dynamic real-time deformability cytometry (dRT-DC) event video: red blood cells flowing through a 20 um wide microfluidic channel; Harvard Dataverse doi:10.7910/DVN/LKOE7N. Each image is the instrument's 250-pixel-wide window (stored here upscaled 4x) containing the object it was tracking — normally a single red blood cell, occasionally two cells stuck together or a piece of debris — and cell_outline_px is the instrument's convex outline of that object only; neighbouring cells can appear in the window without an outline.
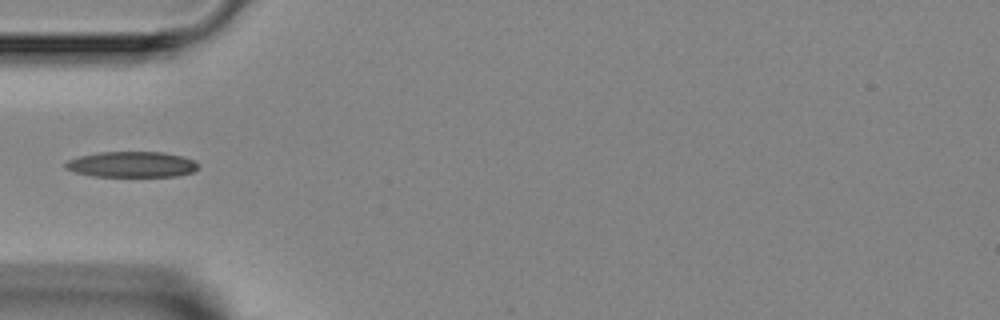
{"species": "Egyptian fruit bat (a non-hibernating species)", "species_latin": "Rousettus aegyptiacus", "temperature_condition": "room temperature", "stored_images_in_passage": 5, "camera_frame_rate_fps": 3000, "um_per_image_px": 0.085, "animal": {"sex": "female"}, "frame": {"image": 1, "passage_image": 4, "time_ms": 3.333, "image_size_px": [1000, 320], "cell_outline_px": [[200, 168], [192, 172], [176, 176], [92, 176], [76, 172], [64, 168], [64, 164], [68, 160], [80, 156], [100, 152], [164, 152], [180, 156], [192, 160], [200, 164]], "centroid_in_image_um": [11.21, 13.98], "position_along_channel_um": 73.8, "area_um2": 19.83}}
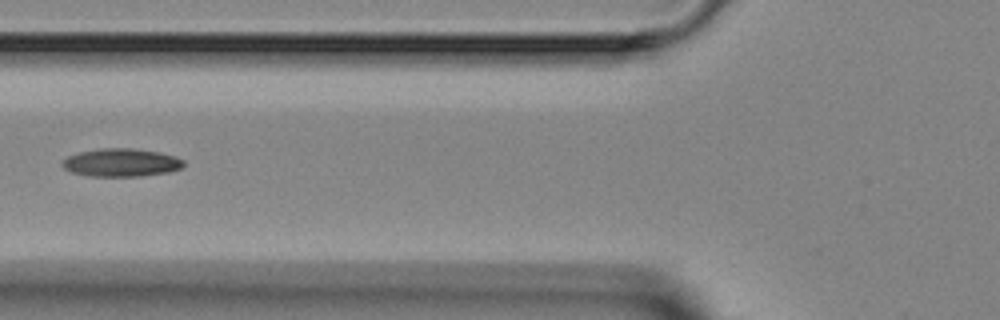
{"frame": {"image": 2, "passage_image": 5, "time_ms": 4.333, "image_size_px": [1000, 320], "cell_outline_px": [[184, 164], [180, 168], [168, 172], [140, 176], [88, 176], [72, 172], [64, 168], [60, 164], [68, 156], [80, 152], [100, 148], [132, 148], [160, 152], [184, 160]], "centroid_in_image_um": [10.28, 13.82], "position_along_channel_um": 115.5, "area_um2": 19.71}}